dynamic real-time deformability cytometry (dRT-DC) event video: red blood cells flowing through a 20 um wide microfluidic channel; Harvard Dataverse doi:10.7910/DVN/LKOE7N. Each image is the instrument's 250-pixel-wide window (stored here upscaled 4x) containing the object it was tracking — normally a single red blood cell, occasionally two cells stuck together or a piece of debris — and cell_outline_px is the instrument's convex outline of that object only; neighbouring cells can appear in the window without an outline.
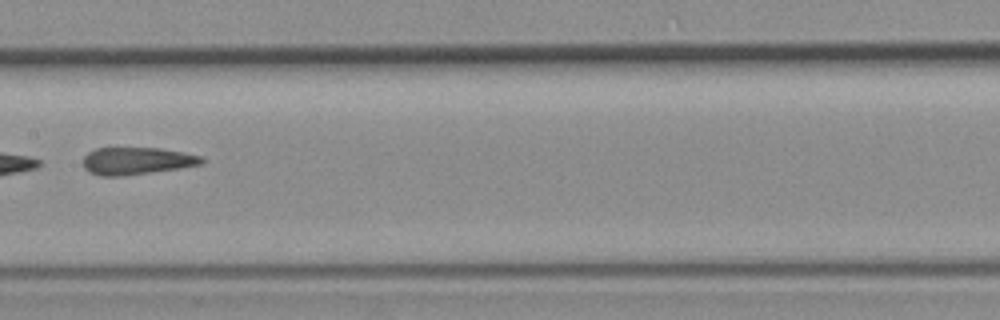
{"species": "common noctule bat (a hibernating species)", "species_latin": "Nyctalus noctula", "temperature_condition": "room temperature", "stored_images_in_passage": 8, "camera_frame_rate_fps": 3000, "um_per_image_px": 0.085, "animal": {"sex": "female", "body_mass_g": 19.3, "forearm_length_mm": 54.1}, "frame": {"image": 1, "passage_image": 7, "time_ms": 2.0, "image_size_px": [1000, 320], "cell_outline_px": [[204, 164], [180, 168], [124, 176], [100, 176], [88, 172], [84, 168], [84, 156], [88, 152], [96, 148], [160, 148], [184, 152], [200, 156], [204, 160]], "centroid_in_image_um": [11.62, 13.68], "position_along_channel_um": 195.8, "area_um2": 18.96}}
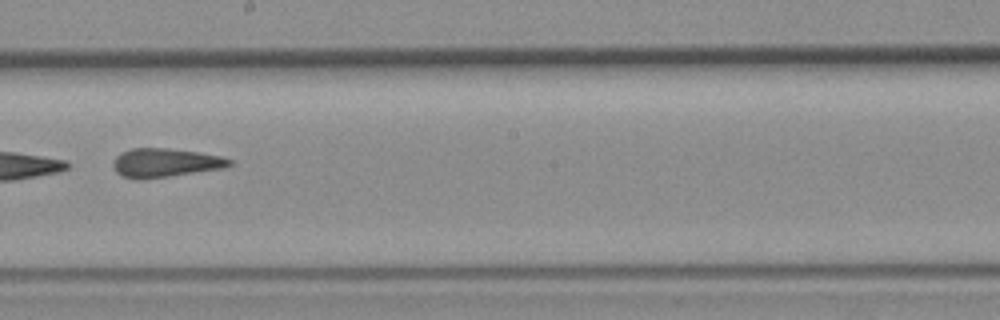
{"frame": {"image": 2, "passage_image": 8, "time_ms": 2.333, "image_size_px": [1000, 320], "cell_outline_px": [[232, 164], [224, 168], [140, 180], [136, 180], [120, 176], [116, 172], [112, 164], [116, 156], [120, 152], [132, 148], [168, 148], [196, 152], [220, 156], [232, 160]], "centroid_in_image_um": [13.98, 13.84], "position_along_channel_um": 234.2, "area_um2": 19.54}}